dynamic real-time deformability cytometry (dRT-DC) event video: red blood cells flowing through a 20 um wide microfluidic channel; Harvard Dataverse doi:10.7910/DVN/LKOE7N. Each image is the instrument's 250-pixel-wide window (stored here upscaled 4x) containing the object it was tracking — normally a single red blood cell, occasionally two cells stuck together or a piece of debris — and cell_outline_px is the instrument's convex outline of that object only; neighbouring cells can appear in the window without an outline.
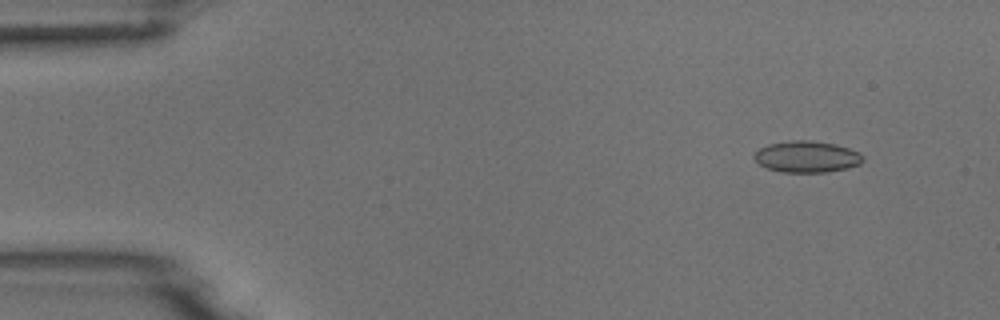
{"species": "common noctule bat (a hibernating species)", "species_latin": "Nyctalus noctula", "temperature_condition": "room temperature", "stored_images_in_passage": 3, "camera_frame_rate_fps": 3000, "um_per_image_px": 0.085, "animal": {"sex": "male", "body_mass_g": 18.8}, "frame": {"image": 1, "passage_image": 1, "time_ms": 0.0, "image_size_px": [1000, 320], "cell_outline_px": [[864, 160], [860, 164], [848, 168], [824, 172], [784, 172], [768, 168], [760, 164], [752, 156], [760, 148], [768, 144], [792, 140], [808, 140], [832, 144], [848, 148], [860, 152], [864, 156]], "centroid_in_image_um": [68.6, 13.32], "position_along_channel_um": 16.4, "area_um2": 19.77}}